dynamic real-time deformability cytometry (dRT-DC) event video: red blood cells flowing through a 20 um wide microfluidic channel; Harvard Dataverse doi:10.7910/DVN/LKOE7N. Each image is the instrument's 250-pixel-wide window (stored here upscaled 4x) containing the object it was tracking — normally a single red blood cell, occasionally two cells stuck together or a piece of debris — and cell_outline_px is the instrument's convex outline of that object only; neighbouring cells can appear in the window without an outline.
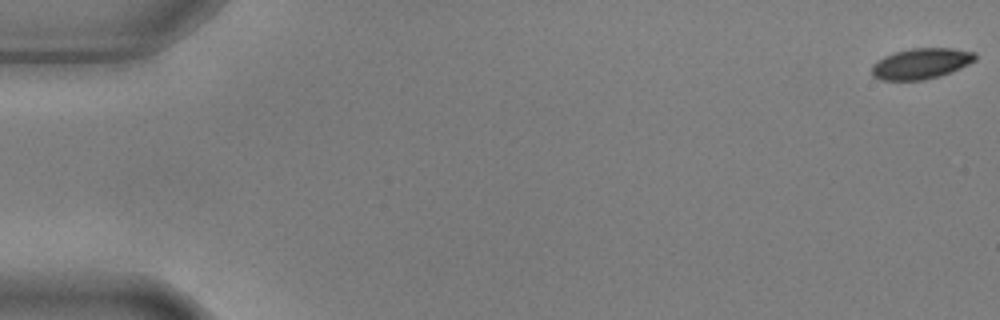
{"species": "common noctule bat (a hibernating species)", "species_latin": "Nyctalus noctula", "temperature_condition": "warm", "stored_images_in_passage": 6, "camera_frame_rate_fps": 3000, "um_per_image_px": 0.085, "animal": {"sex": "male", "body_mass_g": 17.9, "forearm_length_mm": 54.2}, "frame": {"image": 1, "passage_image": 1, "time_ms": 0.0, "image_size_px": [1000, 320], "cell_outline_px": [[976, 60], [960, 68], [940, 76], [924, 80], [880, 80], [872, 76], [872, 64], [876, 60], [884, 56], [896, 52], [912, 48], [952, 48], [976, 52]], "centroid_in_image_um": [78.28, 5.4], "position_along_channel_um": 6.7, "area_um2": 18.61}}